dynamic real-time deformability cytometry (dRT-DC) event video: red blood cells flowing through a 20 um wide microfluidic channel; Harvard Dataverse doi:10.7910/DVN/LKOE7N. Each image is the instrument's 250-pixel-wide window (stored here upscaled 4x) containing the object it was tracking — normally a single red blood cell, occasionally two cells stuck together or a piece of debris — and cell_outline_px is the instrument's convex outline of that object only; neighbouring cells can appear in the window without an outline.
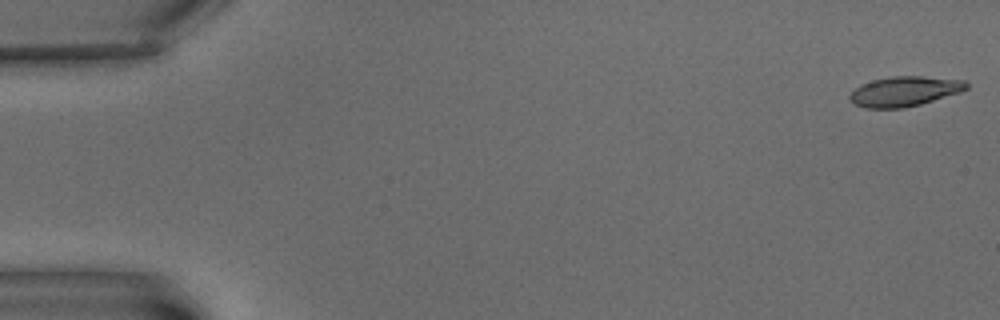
{"species": "common noctule bat (a hibernating species)", "species_latin": "Nyctalus noctula", "temperature_condition": "warm", "stored_images_in_passage": 6, "camera_frame_rate_fps": 3000, "um_per_image_px": 0.085, "animal": {"sex": "male", "body_mass_g": 15.6}, "frame": {"image": 1, "passage_image": 1, "time_ms": 0.0, "image_size_px": [1000, 320], "cell_outline_px": [[968, 88], [960, 92], [920, 104], [904, 108], [864, 108], [848, 100], [848, 96], [860, 84], [872, 80], [892, 76], [920, 76], [964, 80], [968, 84]], "centroid_in_image_um": [76.85, 7.76], "position_along_channel_um": 8.1, "area_um2": 20.29}}
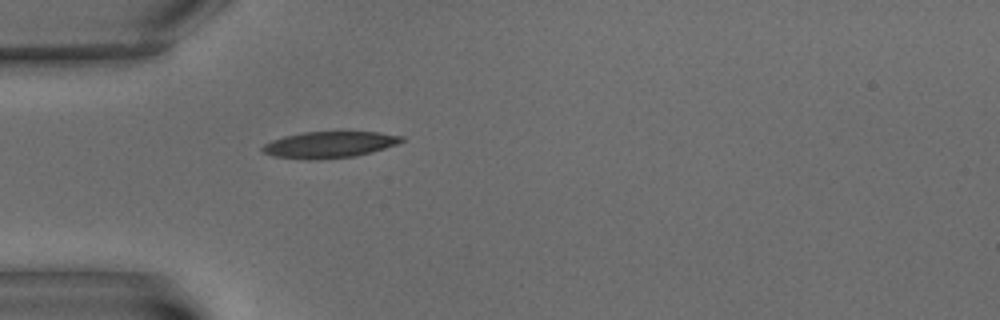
{"frame": {"image": 2, "passage_image": 6, "time_ms": 6.333, "image_size_px": [1000, 320], "cell_outline_px": [[404, 140], [396, 144], [372, 152], [356, 156], [316, 160], [308, 160], [276, 156], [264, 152], [260, 148], [264, 144], [272, 140], [284, 136], [304, 132], [340, 128], [380, 132], [404, 136]], "centroid_in_image_um": [28.06, 12.24], "position_along_channel_um": 56.9, "area_um2": 22.43}}